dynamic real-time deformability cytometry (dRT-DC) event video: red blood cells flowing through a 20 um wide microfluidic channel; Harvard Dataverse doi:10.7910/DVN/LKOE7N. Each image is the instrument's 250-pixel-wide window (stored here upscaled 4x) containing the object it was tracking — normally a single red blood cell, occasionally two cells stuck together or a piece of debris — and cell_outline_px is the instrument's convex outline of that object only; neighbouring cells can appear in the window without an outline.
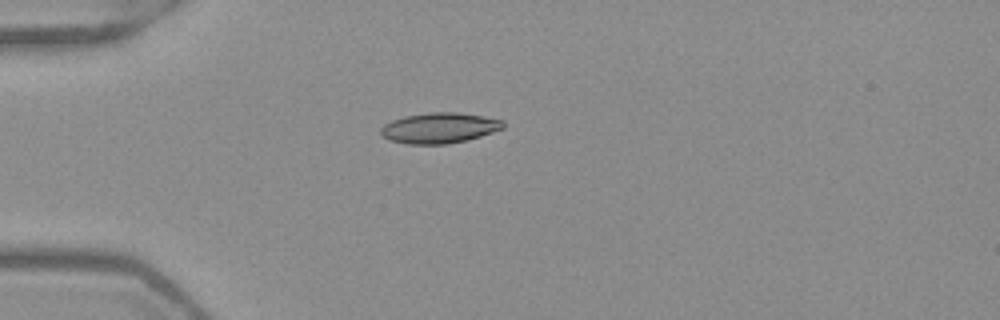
{"species": "Egyptian fruit bat (a non-hibernating species)", "species_latin": "Rousettus aegyptiacus", "temperature_condition": "warm", "stored_images_in_passage": 38, "camera_frame_rate_fps": 3000, "um_per_image_px": 0.085, "frame": {"image": 1, "passage_image": 1, "time_ms": 0.0, "image_size_px": [1000, 320], "cell_outline_px": [[504, 128], [480, 136], [448, 144], [408, 144], [388, 140], [380, 136], [380, 128], [384, 124], [392, 120], [404, 116], [428, 112], [456, 112], [484, 116], [504, 120]], "centroid_in_image_um": [37.31, 10.87], "position_along_channel_um": 47.7, "area_um2": 21.91}}
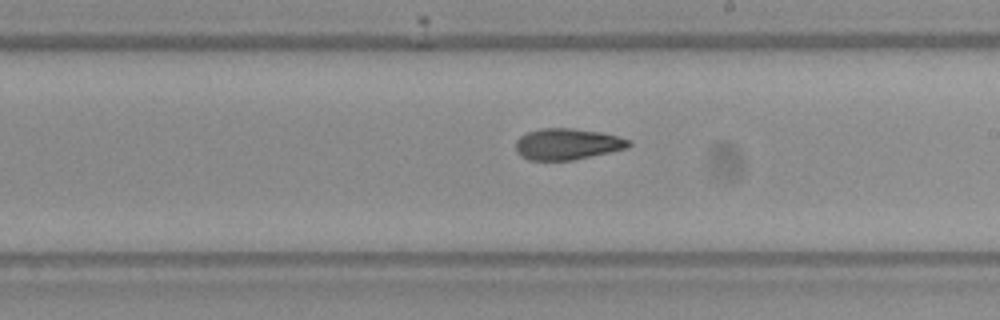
{"frame": {"image": 2, "passage_image": 17, "time_ms": 5.333, "image_size_px": [1000, 320], "cell_outline_px": [[632, 144], [628, 148], [592, 156], [572, 160], [528, 160], [520, 156], [516, 152], [516, 140], [520, 136], [528, 132], [540, 128], [572, 128], [600, 132], [616, 136], [628, 140]], "centroid_in_image_um": [48.19, 12.25], "position_along_channel_um": 240.8, "area_um2": 20.58}}
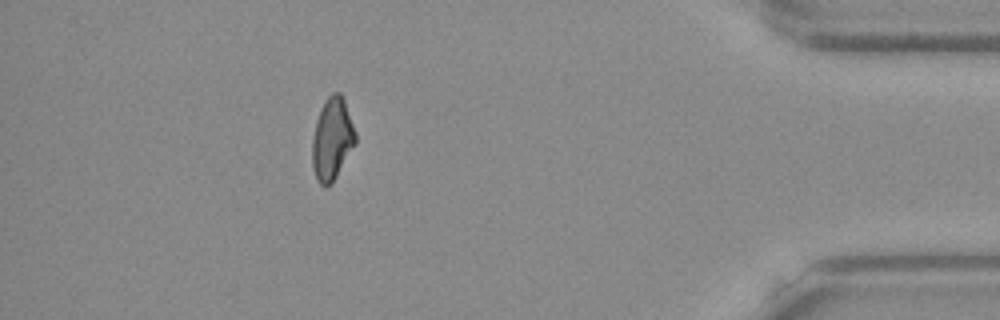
{"frame": {"image": 3, "passage_image": 33, "time_ms": 10.667, "image_size_px": [1000, 320], "cell_outline_px": [[356, 144], [332, 184], [320, 184], [316, 180], [312, 164], [312, 136], [316, 120], [320, 108], [324, 100], [332, 92], [340, 92], [344, 100], [356, 132]], "centroid_in_image_um": [28.23, 11.8], "position_along_channel_um": 407.0, "area_um2": 20.92}, "authors_computed_cell_mechanics": {"area_um2": 20.8658, "velocity_mm_per_s": 3.9768, "shape_relaxation_time_tau1_ms": null, "shape_relaxation_time_tau2_ms": 3.2107, "deformation_change_tau1": null, "deformation_change_tau2": 0.0932}}